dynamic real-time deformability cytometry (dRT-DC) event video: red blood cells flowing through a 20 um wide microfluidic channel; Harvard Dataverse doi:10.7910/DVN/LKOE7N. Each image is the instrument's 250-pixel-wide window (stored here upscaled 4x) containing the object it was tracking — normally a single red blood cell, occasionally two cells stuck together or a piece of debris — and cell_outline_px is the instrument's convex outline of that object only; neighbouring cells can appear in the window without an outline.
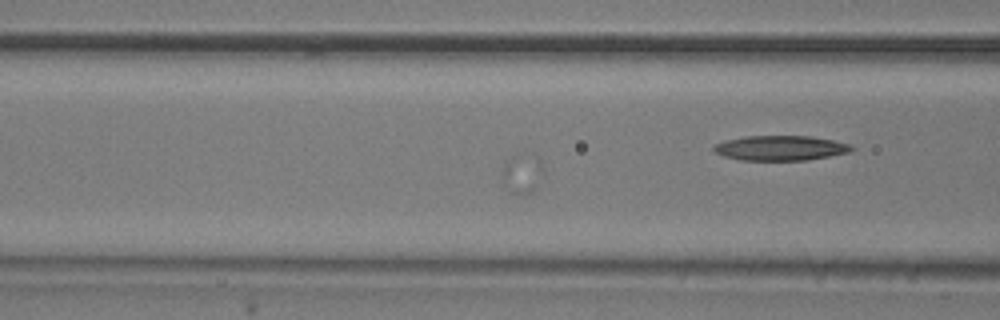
{"species": "common noctule bat (a hibernating species)", "species_latin": "Nyctalus noctula", "temperature_condition": "room temperature", "stored_images_in_passage": 17, "camera_frame_rate_fps": 3000, "um_per_image_px": 0.085, "animal": {"sex": "male", "body_mass_g": 20.5, "forearm_length_mm": 52.5}, "frame": {"image": 1, "passage_image": 11, "time_ms": 3.333, "image_size_px": [1000, 320], "cell_outline_px": [[544, 172], [536, 188], [532, 192], [524, 196], [520, 196], [508, 192], [500, 180], [504, 160], [520, 152], [536, 152], [544, 168]], "centroid_in_image_um": [44.37, 14.72], "position_along_channel_um": 122.2, "area_um2": 10.58}}